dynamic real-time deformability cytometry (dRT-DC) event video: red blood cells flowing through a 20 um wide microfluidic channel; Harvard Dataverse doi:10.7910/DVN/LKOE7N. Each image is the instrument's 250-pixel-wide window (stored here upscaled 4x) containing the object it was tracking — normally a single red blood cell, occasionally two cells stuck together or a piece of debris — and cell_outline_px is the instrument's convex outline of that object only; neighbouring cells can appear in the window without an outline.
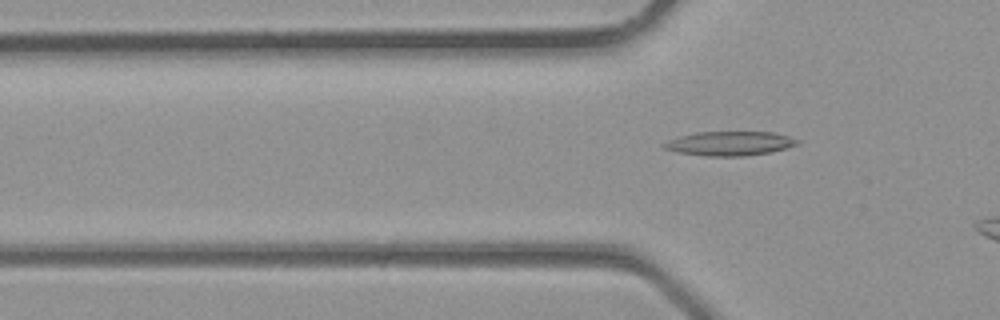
{"species": "common noctule bat (a hibernating species)", "species_latin": "Nyctalus noctula", "temperature_condition": "room temperature", "stored_images_in_passage": 4, "camera_frame_rate_fps": 3000, "um_per_image_px": 0.085, "animal": {"sex": "male", "body_mass_g": 23.1, "forearm_length_mm": 52.7}, "frame": {"image": 1, "passage_image": 4, "time_ms": 1.0, "image_size_px": [1000, 320], "cell_outline_px": [[800, 144], [772, 152], [744, 156], [704, 156], [676, 152], [664, 148], [660, 144], [668, 140], [680, 136], [696, 132], [772, 132], [788, 136], [800, 140]], "centroid_in_image_um": [62.02, 12.2], "position_along_channel_um": 63.8, "area_um2": 18.96}}